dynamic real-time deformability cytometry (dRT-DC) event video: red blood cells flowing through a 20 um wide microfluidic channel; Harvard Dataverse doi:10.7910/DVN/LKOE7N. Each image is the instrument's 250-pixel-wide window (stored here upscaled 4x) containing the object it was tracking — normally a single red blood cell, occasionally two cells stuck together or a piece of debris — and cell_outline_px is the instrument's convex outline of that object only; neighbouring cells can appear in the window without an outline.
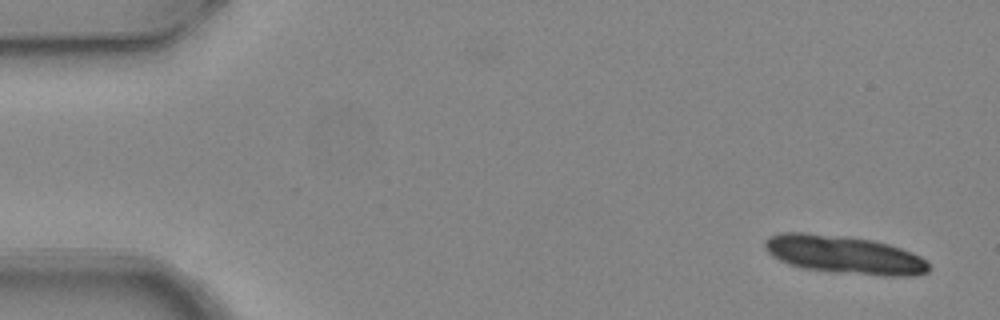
{"species": "common noctule bat (a hibernating species)", "species_latin": "Nyctalus noctula", "temperature_condition": "warm", "stored_images_in_passage": 6, "camera_frame_rate_fps": 3000, "um_per_image_px": 0.085, "animal": {"sex": "female", "body_mass_g": 24.6, "forearm_length_mm": 56.2}, "frame": {"image": 1, "passage_image": 1, "time_ms": 0.0, "image_size_px": [1000, 320], "cell_outline_px": [[932, 268], [928, 272], [916, 276], [884, 276], [836, 272], [804, 268], [788, 264], [772, 256], [764, 248], [764, 240], [768, 236], [780, 232], [804, 232], [844, 236], [872, 240], [888, 244], [912, 252], [920, 256]], "centroid_in_image_um": [71.75, 21.65], "position_along_channel_um": 13.2, "area_um2": 36.65}}
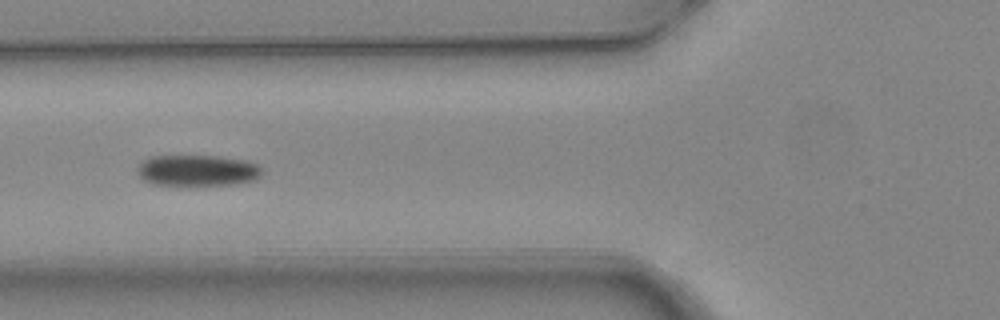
{"frame": {"image": 2, "passage_image": 6, "time_ms": 1.667, "image_size_px": [1000, 320], "cell_outline_px": [[264, 168], [260, 176], [252, 180], [236, 184], [152, 184], [144, 180], [136, 172], [136, 168], [144, 160], [152, 156], [220, 156], [248, 160]], "centroid_in_image_um": [16.8, 14.47], "position_along_channel_um": 109.0, "area_um2": 22.48}}